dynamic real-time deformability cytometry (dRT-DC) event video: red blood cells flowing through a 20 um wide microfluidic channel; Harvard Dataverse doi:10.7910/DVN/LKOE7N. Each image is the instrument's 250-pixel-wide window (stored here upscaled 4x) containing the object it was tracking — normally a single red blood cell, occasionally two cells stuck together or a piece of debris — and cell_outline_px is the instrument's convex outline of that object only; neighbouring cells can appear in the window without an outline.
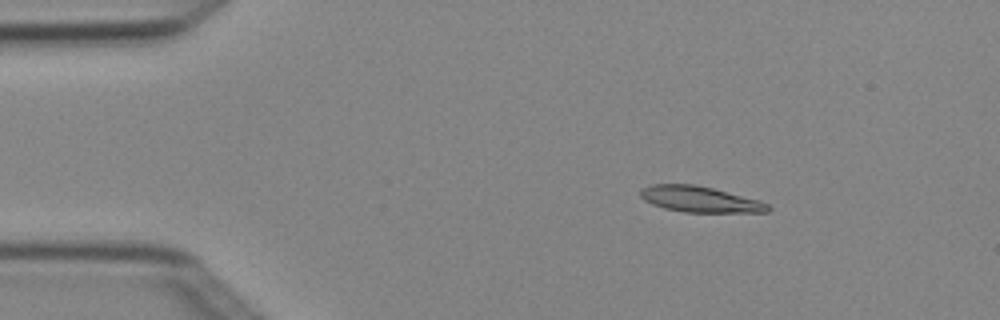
{"species": "Egyptian fruit bat (a non-hibernating species)", "species_latin": "Rousettus aegyptiacus", "temperature_condition": "cold", "stored_images_in_passage": 3, "camera_frame_rate_fps": 3000, "um_per_image_px": 0.085, "animal": {"sex": "female"}, "frame": {"image": 1, "passage_image": 1, "time_ms": 0.0, "image_size_px": [1000, 320], "cell_outline_px": [[772, 208], [768, 212], [684, 212], [664, 208], [652, 204], [644, 200], [640, 196], [640, 188], [652, 184], [696, 184], [760, 200], [768, 204]], "centroid_in_image_um": [59.48, 16.93], "position_along_channel_um": 25.5, "area_um2": 19.31}}
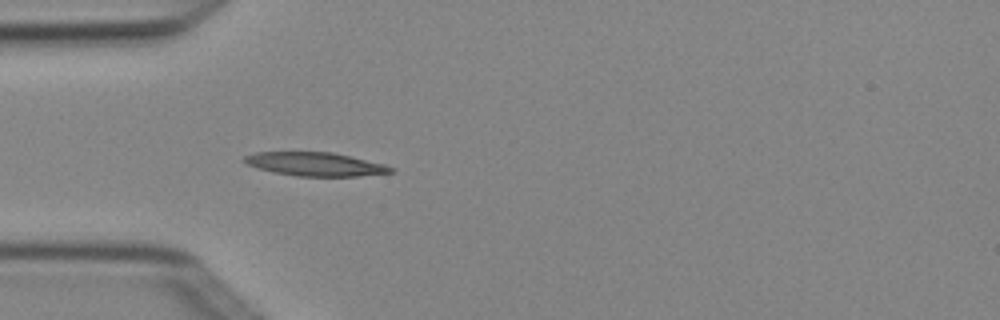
{"frame": {"image": 2, "passage_image": 3, "time_ms": 0.667, "image_size_px": [1000, 320], "cell_outline_px": [[396, 168], [392, 172], [356, 176], [296, 176], [272, 172], [256, 168], [240, 160], [244, 156], [256, 152], [332, 152], [384, 164]], "centroid_in_image_um": [26.74, 13.95], "position_along_channel_um": 58.3, "area_um2": 20.11}}